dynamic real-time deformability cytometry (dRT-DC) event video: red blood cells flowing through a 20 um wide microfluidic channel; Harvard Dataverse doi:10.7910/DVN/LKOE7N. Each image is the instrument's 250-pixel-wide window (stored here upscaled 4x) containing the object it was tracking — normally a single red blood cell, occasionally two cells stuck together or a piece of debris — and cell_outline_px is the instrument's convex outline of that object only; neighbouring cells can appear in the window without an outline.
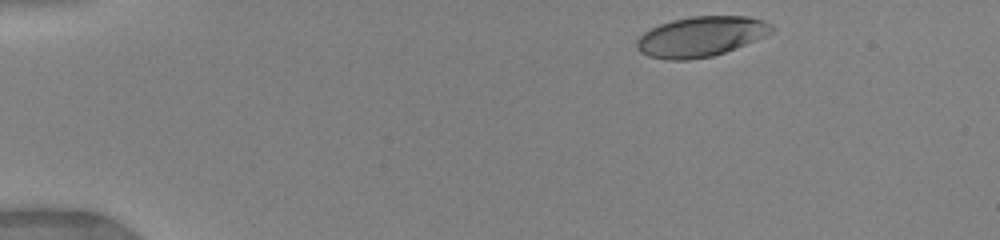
{"species": "human", "species_latin": "Homo sapiens", "temperature_condition": "warm", "stored_images_in_passage": 7, "camera_frame_rate_fps": 3000, "um_per_image_px": 0.085, "donor": {"sex": "female"}, "frame": {"image": 1, "passage_image": 1, "time_ms": 0.0, "image_size_px": [1000, 240], "cell_outline_px": [[776, 28], [772, 32], [756, 40], [724, 52], [712, 56], [688, 60], [668, 60], [648, 56], [640, 52], [636, 48], [636, 40], [644, 32], [660, 24], [672, 20], [692, 16], [748, 16], [764, 20], [772, 24]], "centroid_in_image_um": [59.58, 3.1], "position_along_channel_um": 25.4, "area_um2": 31.62}}